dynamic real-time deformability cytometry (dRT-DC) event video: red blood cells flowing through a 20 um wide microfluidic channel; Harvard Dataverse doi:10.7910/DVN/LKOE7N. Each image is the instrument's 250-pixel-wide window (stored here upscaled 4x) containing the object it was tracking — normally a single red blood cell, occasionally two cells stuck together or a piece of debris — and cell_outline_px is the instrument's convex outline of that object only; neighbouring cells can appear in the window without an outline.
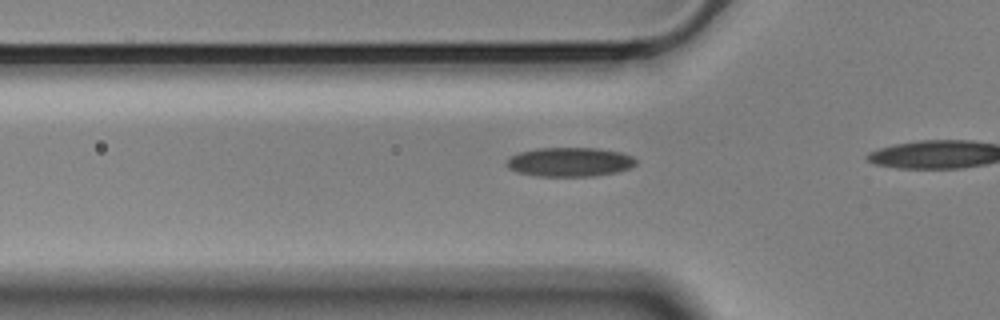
{"species": "Egyptian fruit bat (a non-hibernating species)", "species_latin": "Rousettus aegyptiacus", "temperature_condition": "cold", "stored_images_in_passage": 23, "camera_frame_rate_fps": 3000, "um_per_image_px": 0.085, "animal": {"sex": "male"}, "frame": {"image": 1, "passage_image": 14, "time_ms": 4.333, "image_size_px": [1000, 320], "cell_outline_px": [[636, 164], [632, 168], [616, 172], [592, 176], [536, 176], [516, 172], [508, 168], [504, 164], [508, 156], [520, 152], [536, 148], [596, 148], [620, 152], [632, 156], [636, 160]], "centroid_in_image_um": [48.38, 13.77], "position_along_channel_um": 77.4, "area_um2": 22.2}}
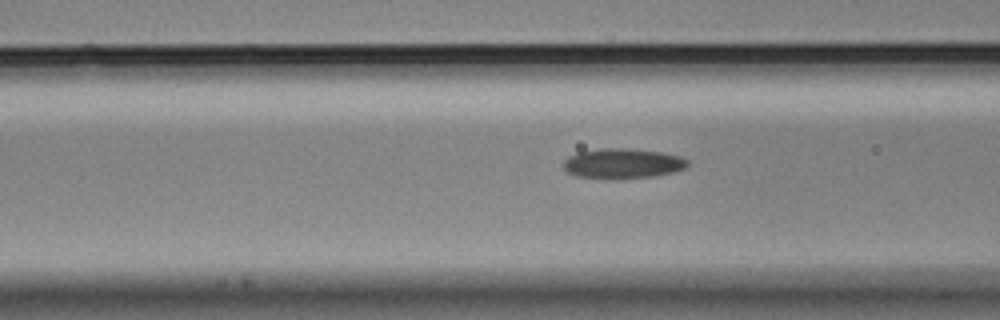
{"frame": {"image": 2, "passage_image": 17, "time_ms": 5.333, "image_size_px": [1000, 320], "cell_outline_px": [[688, 168], [672, 172], [652, 176], [608, 180], [576, 176], [568, 172], [564, 168], [564, 160], [568, 156], [580, 152], [600, 148], [628, 148], [660, 152], [680, 156], [688, 160]], "centroid_in_image_um": [52.92, 13.9], "position_along_channel_um": 113.7, "area_um2": 21.91}}
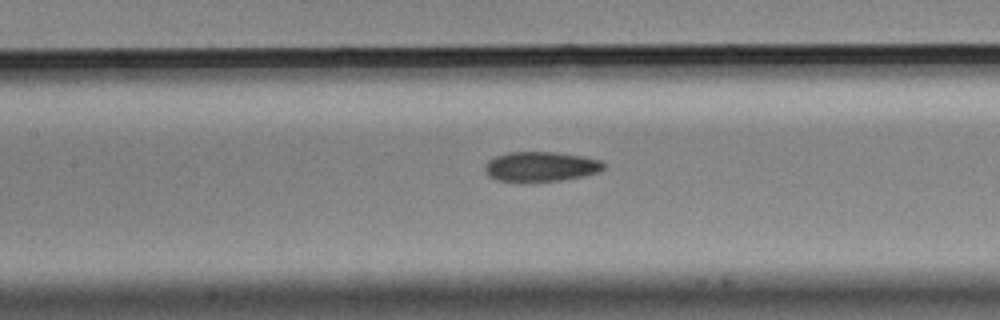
{"frame": {"image": 3, "passage_image": 21, "time_ms": 6.667, "image_size_px": [1000, 320], "cell_outline_px": [[608, 164], [600, 172], [584, 176], [560, 180], [496, 180], [488, 176], [484, 172], [484, 164], [488, 160], [496, 156], [508, 152], [556, 152], [580, 156], [600, 160]], "centroid_in_image_um": [45.98, 14.14], "position_along_channel_um": 161.4, "area_um2": 20.46}}